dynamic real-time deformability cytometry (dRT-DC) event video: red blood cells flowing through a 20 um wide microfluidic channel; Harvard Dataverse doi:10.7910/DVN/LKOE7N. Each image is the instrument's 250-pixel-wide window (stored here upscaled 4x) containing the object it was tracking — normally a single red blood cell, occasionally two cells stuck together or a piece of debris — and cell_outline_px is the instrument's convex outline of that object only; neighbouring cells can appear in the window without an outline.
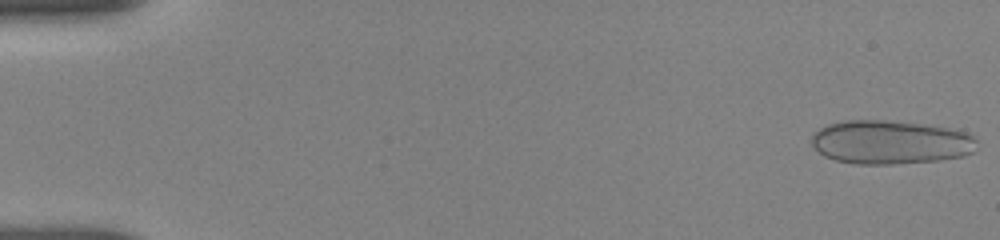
{"species": "human", "species_latin": "Homo sapiens", "temperature_condition": "room temperature", "stored_images_in_passage": 17, "camera_frame_rate_fps": 3000, "um_per_image_px": 0.085, "donor": {"sex": "female"}, "frame": {"image": 1, "passage_image": 1, "time_ms": 0.0, "image_size_px": [1000, 240], "cell_outline_px": [[976, 140], [972, 152], [964, 156], [940, 160], [892, 164], [856, 164], [836, 160], [824, 156], [812, 148], [812, 132], [828, 124], [844, 120], [884, 120], [924, 124], [948, 128], [964, 132], [972, 136]], "centroid_in_image_um": [75.62, 12.09], "position_along_channel_um": 9.4, "area_um2": 42.19}}
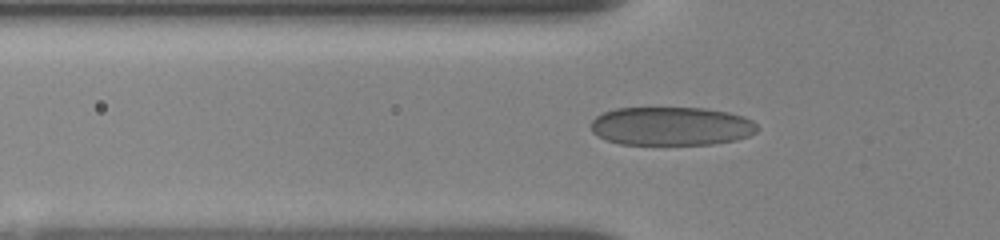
{"frame": {"image": 2, "passage_image": 15, "time_ms": 5.333, "image_size_px": [1000, 240], "cell_outline_px": [[760, 128], [756, 132], [748, 136], [736, 140], [712, 144], [620, 144], [608, 140], [592, 132], [592, 120], [596, 116], [604, 112], [616, 108], [704, 108], [728, 112], [744, 116], [752, 120]], "centroid_in_image_um": [57.1, 10.72], "position_along_channel_um": 68.7, "area_um2": 37.4}}